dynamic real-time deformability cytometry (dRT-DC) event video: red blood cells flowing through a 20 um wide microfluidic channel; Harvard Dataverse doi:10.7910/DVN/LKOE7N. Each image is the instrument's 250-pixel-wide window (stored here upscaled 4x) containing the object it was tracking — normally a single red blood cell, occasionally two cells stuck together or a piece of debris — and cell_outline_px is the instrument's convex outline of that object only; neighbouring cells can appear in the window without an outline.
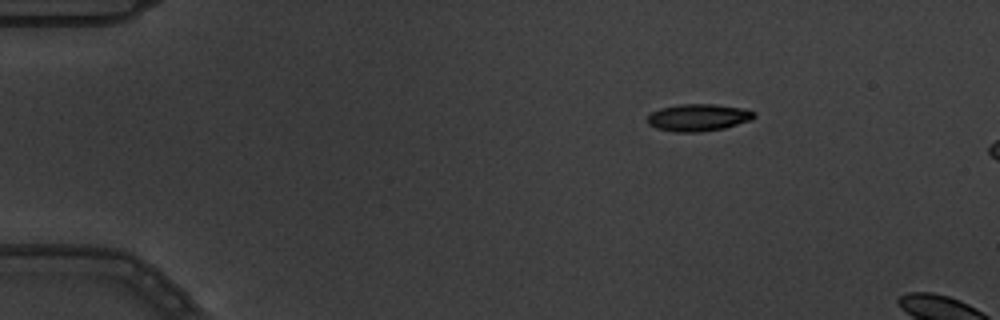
{"species": "common noctule bat (a hibernating species)", "species_latin": "Nyctalus noctula", "temperature_condition": "warm", "stored_images_in_passage": 4, "segment_of_instrument_passage": [2, 2], "camera_frame_rate_fps": 3000, "um_per_image_px": 0.085, "animal": {"sex": "male", "body_mass_g": 19.5, "forearm_length_mm": 54.6}, "frame": {"image": 1, "passage_image": 4, "time_ms": 1.0, "image_size_px": [1000, 320], "cell_outline_px": [[756, 116], [752, 120], [724, 128], [700, 132], [676, 132], [656, 128], [648, 124], [648, 116], [652, 112], [660, 108], [680, 104], [716, 104], [740, 108], [756, 112]], "centroid_in_image_um": [59.36, 9.99], "position_along_channel_um": 25.6, "area_um2": 16.88}}